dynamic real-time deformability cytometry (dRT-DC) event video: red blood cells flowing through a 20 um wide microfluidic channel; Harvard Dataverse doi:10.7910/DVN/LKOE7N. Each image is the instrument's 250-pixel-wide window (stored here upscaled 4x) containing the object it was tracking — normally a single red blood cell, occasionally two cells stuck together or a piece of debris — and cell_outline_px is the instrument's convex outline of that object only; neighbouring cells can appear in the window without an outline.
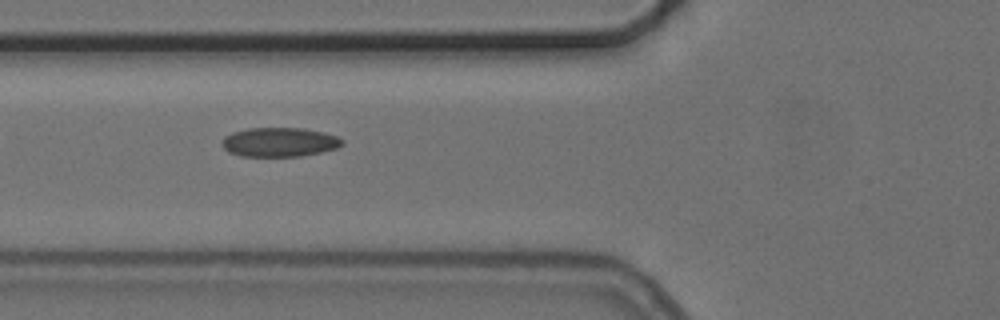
{"species": "common noctule bat (a hibernating species)", "species_latin": "Nyctalus noctula", "temperature_condition": "cold", "stored_images_in_passage": 6, "camera_frame_rate_fps": 3000, "um_per_image_px": 0.085, "animal": {"sex": "female", "body_mass_g": 24.6, "forearm_length_mm": 56.2}, "frame": {"image": 1, "passage_image": 5, "time_ms": 6.333, "image_size_px": [1000, 320], "cell_outline_px": [[344, 144], [336, 148], [320, 152], [300, 156], [240, 156], [228, 152], [224, 148], [224, 136], [232, 132], [248, 128], [304, 128], [324, 132], [336, 136], [344, 140]], "centroid_in_image_um": [23.77, 12.07], "position_along_channel_um": 102.0, "area_um2": 20.4}}
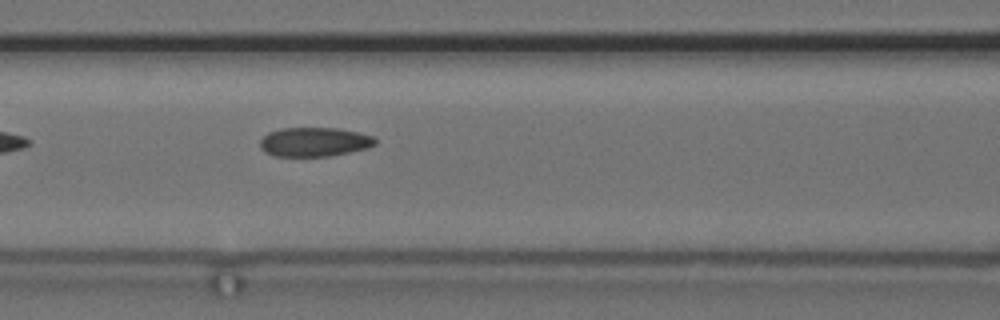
{"frame": {"image": 2, "passage_image": 6, "time_ms": 7.333, "image_size_px": [1000, 320], "cell_outline_px": [[376, 144], [368, 148], [328, 156], [276, 156], [264, 152], [260, 148], [260, 140], [268, 132], [280, 128], [336, 128], [360, 132], [372, 136], [376, 140]], "centroid_in_image_um": [26.7, 12.06], "position_along_channel_um": 139.9, "area_um2": 19.59}}